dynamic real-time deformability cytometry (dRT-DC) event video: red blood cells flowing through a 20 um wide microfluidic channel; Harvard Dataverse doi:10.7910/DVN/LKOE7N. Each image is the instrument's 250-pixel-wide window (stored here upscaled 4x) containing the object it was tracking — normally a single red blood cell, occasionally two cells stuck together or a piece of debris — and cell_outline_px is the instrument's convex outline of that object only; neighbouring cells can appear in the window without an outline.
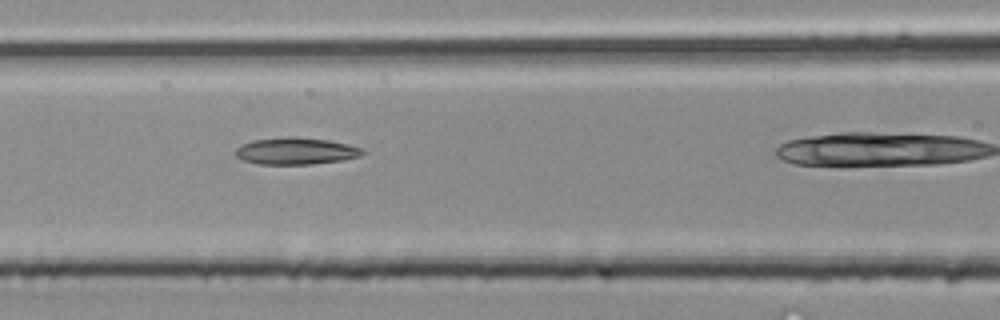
{"species": "common noctule bat (a hibernating species)", "species_latin": "Nyctalus noctula", "temperature_condition": "room temperature", "stored_images_in_passage": 21, "camera_frame_rate_fps": 3000, "um_per_image_px": 0.085, "animal": {"sex": "male", "body_mass_g": 20.4}, "frame": {"image": 1, "passage_image": 7, "time_ms": 2.0, "image_size_px": [1000, 320], "cell_outline_px": [[364, 152], [360, 156], [344, 160], [312, 164], [260, 164], [244, 160], [236, 156], [236, 148], [252, 140], [284, 136], [288, 136], [328, 140], [348, 144], [364, 148]], "centroid_in_image_um": [25.18, 12.83], "position_along_channel_um": 141.4, "area_um2": 19.88}}